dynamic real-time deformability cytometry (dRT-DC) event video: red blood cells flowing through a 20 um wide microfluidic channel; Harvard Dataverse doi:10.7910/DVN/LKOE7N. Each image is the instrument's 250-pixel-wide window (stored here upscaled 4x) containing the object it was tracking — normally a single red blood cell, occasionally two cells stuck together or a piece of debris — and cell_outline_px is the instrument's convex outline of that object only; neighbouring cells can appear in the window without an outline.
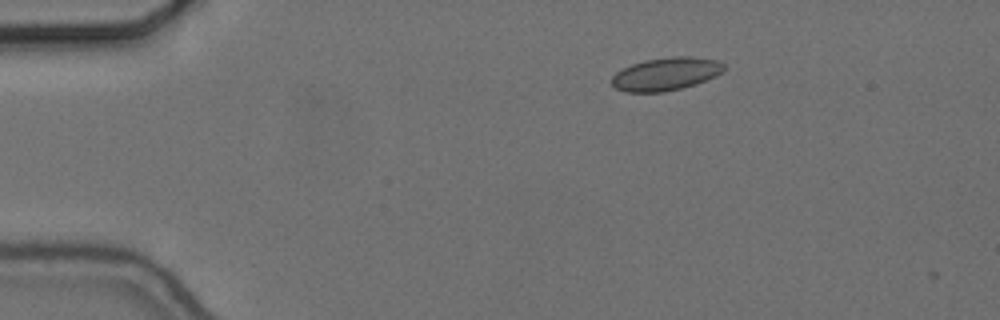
{"species": "common noctule bat (a hibernating species)", "species_latin": "Nyctalus noctula", "temperature_condition": "cold", "stored_images_in_passage": 4, "camera_frame_rate_fps": 3000, "um_per_image_px": 0.085, "animal": {"sex": "female", "body_mass_g": 24.6, "forearm_length_mm": 56.2}, "frame": {"image": 1, "passage_image": 2, "time_ms": 0.333, "image_size_px": [1000, 320], "cell_outline_px": [[724, 68], [716, 76], [696, 84], [664, 92], [624, 92], [616, 88], [612, 84], [612, 76], [616, 72], [632, 64], [644, 60], [672, 56], [692, 56], [716, 60], [724, 64]], "centroid_in_image_um": [56.59, 6.28], "position_along_channel_um": 28.4, "area_um2": 21.5}}